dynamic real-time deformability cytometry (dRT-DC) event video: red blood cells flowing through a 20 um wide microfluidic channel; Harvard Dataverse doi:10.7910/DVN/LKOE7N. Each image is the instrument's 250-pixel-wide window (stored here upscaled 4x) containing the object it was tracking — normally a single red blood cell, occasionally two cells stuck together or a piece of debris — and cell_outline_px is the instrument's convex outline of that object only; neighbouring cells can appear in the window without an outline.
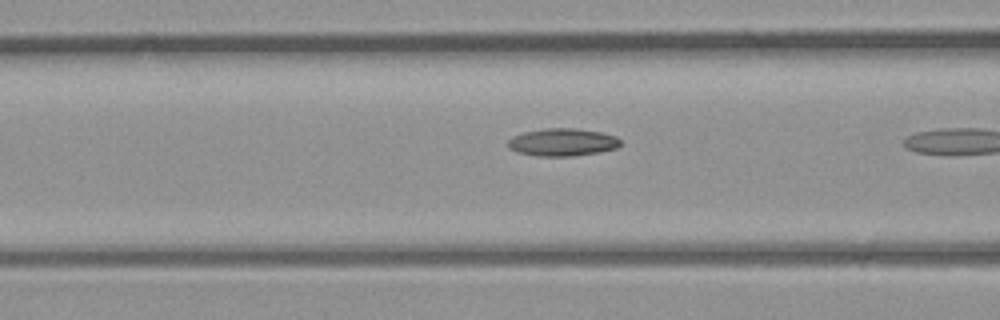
{"species": "common noctule bat (a hibernating species)", "species_latin": "Nyctalus noctula", "temperature_condition": "room temperature", "stored_images_in_passage": 9, "camera_frame_rate_fps": 3000, "um_per_image_px": 0.085, "animal": {"sex": "male", "body_mass_g": 23.1, "forearm_length_mm": 52.7}, "frame": {"image": 1, "passage_image": 8, "time_ms": 2.333, "image_size_px": [1000, 320], "cell_outline_px": [[620, 144], [616, 148], [596, 152], [572, 156], [536, 156], [516, 152], [508, 148], [508, 140], [512, 136], [524, 132], [544, 128], [576, 128], [600, 132], [616, 136], [620, 140]], "centroid_in_image_um": [47.76, 12.08], "position_along_channel_um": 118.8, "area_um2": 18.09}}